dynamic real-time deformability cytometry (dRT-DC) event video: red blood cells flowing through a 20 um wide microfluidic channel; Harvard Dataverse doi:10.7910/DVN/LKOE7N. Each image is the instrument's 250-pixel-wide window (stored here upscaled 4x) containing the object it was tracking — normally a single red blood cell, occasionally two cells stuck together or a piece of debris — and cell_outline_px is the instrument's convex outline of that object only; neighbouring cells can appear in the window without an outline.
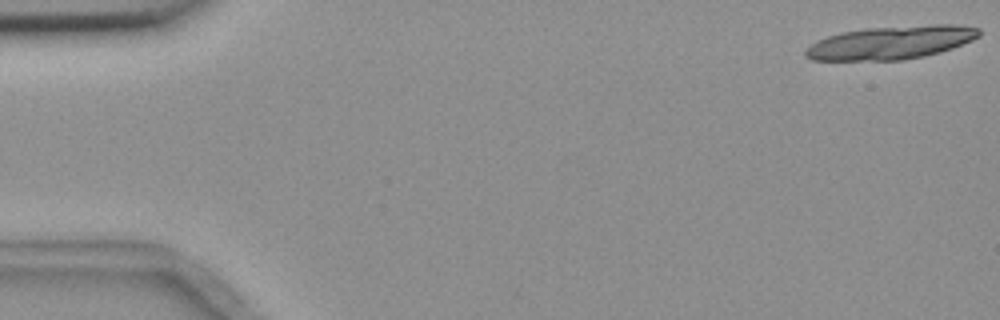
{"species": "common noctule bat (a hibernating species)", "species_latin": "Nyctalus noctula", "temperature_condition": "room temperature", "stored_images_in_passage": 15, "camera_frame_rate_fps": 3000, "um_per_image_px": 0.085, "animal": {"sex": "female", "body_mass_g": 18.4}, "frame": {"image": 1, "passage_image": 1, "time_ms": 0.0, "image_size_px": [1000, 320], "cell_outline_px": [[980, 36], [972, 40], [952, 48], [940, 52], [924, 56], [904, 60], [812, 60], [804, 56], [804, 52], [816, 40], [840, 32], [868, 28], [936, 24], [956, 24], [980, 28]], "centroid_in_image_um": [75.75, 3.61], "position_along_channel_um": 9.3, "area_um2": 33.7}}
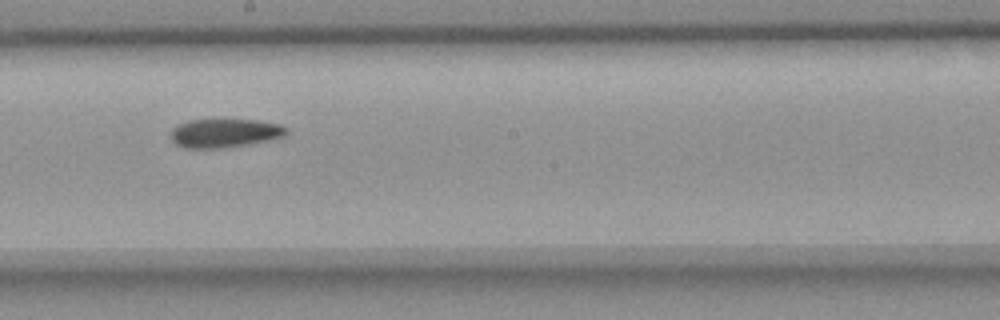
{"frame": {"image": 2, "passage_image": 9, "time_ms": 10.0, "image_size_px": [1000, 320], "cell_outline_px": [[288, 132], [284, 136], [272, 140], [224, 148], [184, 148], [176, 144], [172, 140], [172, 128], [188, 120], [260, 120], [280, 124], [288, 128]], "centroid_in_image_um": [19.15, 11.32], "position_along_channel_um": 229.1, "area_um2": 19.42}}
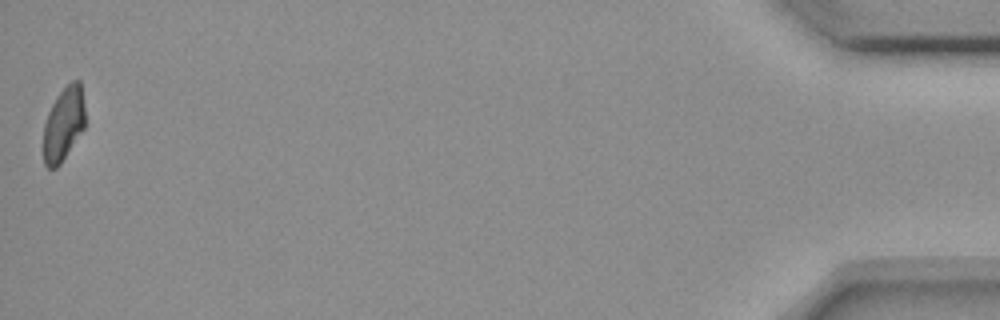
{"frame": {"image": 3, "passage_image": 15, "time_ms": 18.0, "image_size_px": [1000, 320], "cell_outline_px": [[84, 128], [60, 164], [56, 168], [48, 168], [44, 164], [44, 124], [48, 112], [56, 96], [72, 80], [80, 80], [84, 104]], "centroid_in_image_um": [5.4, 10.53], "position_along_channel_um": 429.8, "area_um2": 17.74}}